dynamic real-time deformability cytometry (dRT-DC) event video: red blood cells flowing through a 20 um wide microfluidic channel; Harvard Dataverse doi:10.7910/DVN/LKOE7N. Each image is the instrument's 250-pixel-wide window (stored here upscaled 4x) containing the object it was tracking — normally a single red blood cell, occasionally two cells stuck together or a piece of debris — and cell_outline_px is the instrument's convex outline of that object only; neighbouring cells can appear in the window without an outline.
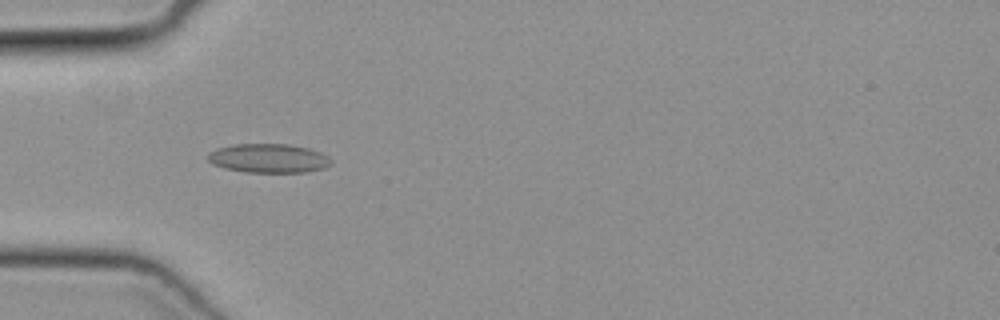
{"species": "common noctule bat (a hibernating species)", "species_latin": "Nyctalus noctula", "temperature_condition": "cold", "stored_images_in_passage": 33, "camera_frame_rate_fps": 3000, "um_per_image_px": 0.085, "animal": {"sex": "female", "body_mass_g": 19.3, "forearm_length_mm": 54.1}, "frame": {"image": 1, "passage_image": 1, "time_ms": 0.0, "image_size_px": [1000, 320], "cell_outline_px": [[332, 164], [324, 168], [304, 172], [244, 172], [224, 168], [212, 164], [208, 160], [208, 152], [220, 148], [236, 144], [288, 144], [308, 148], [320, 152], [328, 156], [332, 160]], "centroid_in_image_um": [22.84, 13.46], "position_along_channel_um": 62.2, "area_um2": 20.81}}
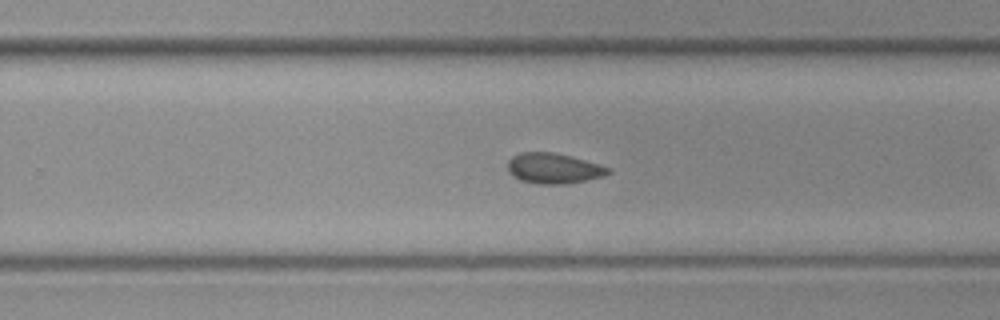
{"frame": {"image": 2, "passage_image": 14, "time_ms": 4.333, "image_size_px": [1000, 320], "cell_outline_px": [[612, 172], [604, 176], [588, 180], [564, 184], [536, 184], [520, 180], [512, 176], [508, 172], [508, 160], [512, 156], [520, 152], [552, 152], [584, 160], [608, 168]], "centroid_in_image_um": [47.0, 14.32], "position_along_channel_um": 282.8, "area_um2": 17.74}}
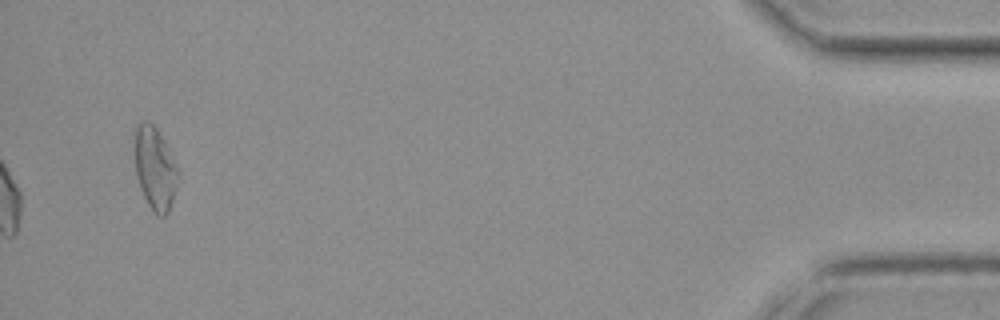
{"frame": {"image": 3, "passage_image": 33, "time_ms": 10.667, "image_size_px": [1000, 320], "cell_outline_px": [[180, 176], [168, 212], [164, 216], [156, 216], [148, 204], [140, 188], [136, 176], [136, 124], [140, 120], [148, 120], [156, 128], [180, 172]], "centroid_in_image_um": [13.18, 14.34], "position_along_channel_um": 422.0, "area_um2": 20.58}}